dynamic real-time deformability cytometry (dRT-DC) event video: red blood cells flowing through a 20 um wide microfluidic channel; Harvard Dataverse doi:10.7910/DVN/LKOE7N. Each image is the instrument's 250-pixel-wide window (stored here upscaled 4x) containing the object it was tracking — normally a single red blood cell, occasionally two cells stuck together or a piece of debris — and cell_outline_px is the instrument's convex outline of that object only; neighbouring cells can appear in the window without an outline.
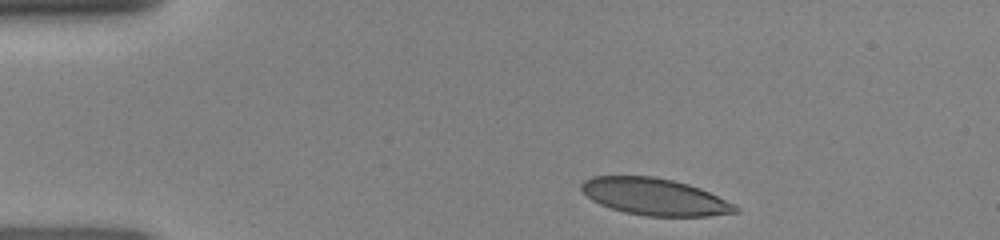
{"species": "human", "species_latin": "Homo sapiens", "temperature_condition": "room temperature", "stored_images_in_passage": 4, "segment_of_instrument_passage": [1, 2], "camera_frame_rate_fps": 3000, "um_per_image_px": 0.085, "donor": {"sex": "female"}, "frame": {"image": 1, "passage_image": 1, "time_ms": 0.0, "image_size_px": [1000, 240], "cell_outline_px": [[740, 212], [708, 216], [648, 216], [624, 212], [600, 204], [592, 200], [580, 188], [580, 184], [584, 180], [592, 176], [656, 176], [688, 184], [700, 188], [736, 204], [740, 208]], "centroid_in_image_um": [55.68, 16.72], "position_along_channel_um": 29.3, "area_um2": 33.18}}